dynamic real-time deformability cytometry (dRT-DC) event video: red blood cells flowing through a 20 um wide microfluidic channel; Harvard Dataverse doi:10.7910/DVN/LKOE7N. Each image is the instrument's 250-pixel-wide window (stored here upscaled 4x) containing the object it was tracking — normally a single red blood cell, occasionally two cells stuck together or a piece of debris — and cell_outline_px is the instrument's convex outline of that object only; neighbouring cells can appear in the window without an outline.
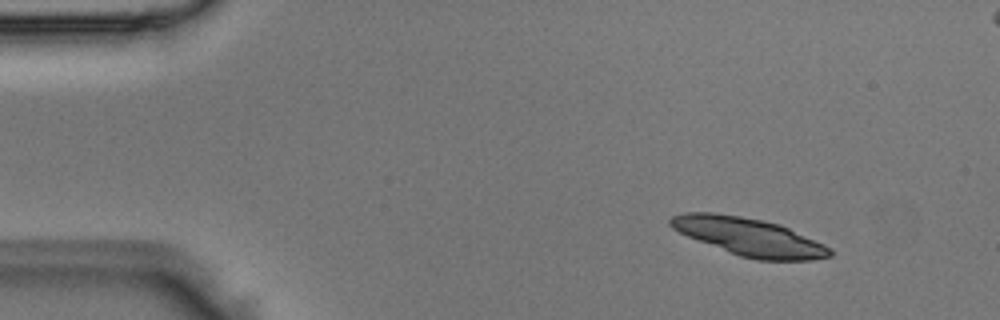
{"species": "Egyptian fruit bat (a non-hibernating species)", "species_latin": "Rousettus aegyptiacus", "temperature_condition": "room temperature", "stored_images_in_passage": 5, "camera_frame_rate_fps": 3000, "um_per_image_px": 0.085, "animal": {"sex": "male"}, "frame": {"image": 1, "passage_image": 5, "time_ms": 1.333, "image_size_px": [1000, 320], "cell_outline_px": [[832, 256], [812, 260], [756, 260], [740, 256], [688, 236], [672, 228], [668, 224], [668, 220], [672, 216], [684, 212], [712, 212], [740, 216], [764, 220], [780, 224], [824, 244], [832, 248]], "centroid_in_image_um": [63.68, 20.12], "position_along_channel_um": 21.3, "area_um2": 34.97}}